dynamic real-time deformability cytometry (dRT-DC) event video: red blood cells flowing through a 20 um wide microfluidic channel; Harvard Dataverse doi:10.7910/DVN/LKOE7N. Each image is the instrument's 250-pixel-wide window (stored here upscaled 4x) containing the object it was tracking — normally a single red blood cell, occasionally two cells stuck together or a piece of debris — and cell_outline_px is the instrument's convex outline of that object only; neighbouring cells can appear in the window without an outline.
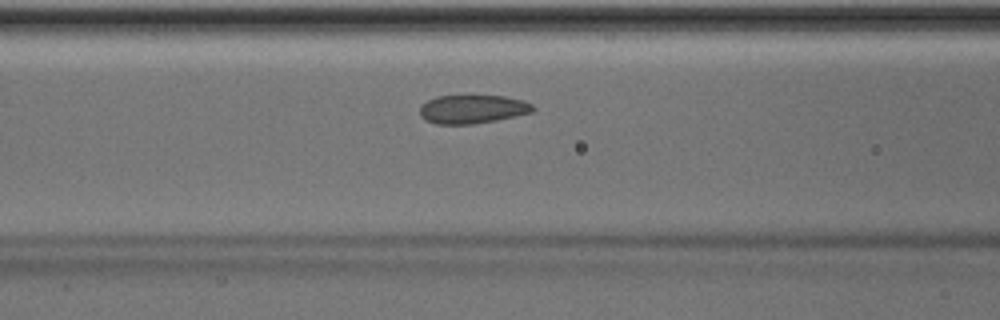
{"species": "Egyptian fruit bat (a non-hibernating species)", "species_latin": "Rousettus aegyptiacus", "temperature_condition": "room temperature", "stored_images_in_passage": 43, "camera_frame_rate_fps": 3000, "um_per_image_px": 0.085, "animal": {"sex": "male"}, "frame": {"image": 1, "passage_image": 13, "time_ms": 4.0, "image_size_px": [1000, 320], "cell_outline_px": [[536, 108], [532, 112], [496, 120], [472, 124], [436, 124], [424, 120], [420, 116], [420, 104], [436, 96], [504, 96], [524, 100], [532, 104]], "centroid_in_image_um": [40.14, 9.28], "position_along_channel_um": 126.5, "area_um2": 18.9}, "authors_computed_cell_mechanics": {"area_um2": 19.1896, "velocity_mm_per_s": 4.0004, "shape_relaxation_time_tau1_ms": 8.6501, "shape_relaxation_time_tau2_ms": 1.1706, "deformation_change_tau1": 0.0914, "deformation_change_tau2": 0.0537}}